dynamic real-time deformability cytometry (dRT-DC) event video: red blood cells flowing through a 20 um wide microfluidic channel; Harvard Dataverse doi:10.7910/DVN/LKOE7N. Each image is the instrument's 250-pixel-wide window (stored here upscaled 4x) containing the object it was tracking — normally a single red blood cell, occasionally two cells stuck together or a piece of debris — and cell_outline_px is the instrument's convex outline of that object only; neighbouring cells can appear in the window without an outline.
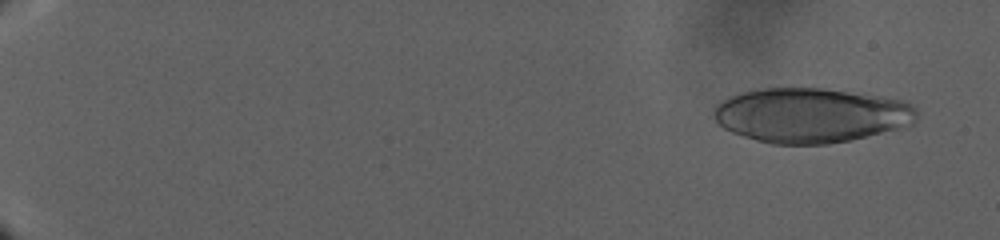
{"species": "human", "species_latin": "Homo sapiens", "temperature_condition": "warm", "stored_images_in_passage": 30, "camera_frame_rate_fps": 3000, "um_per_image_px": 0.085, "donor": {"sex": "male"}, "frame": {"image": 1, "passage_image": 4, "time_ms": 3.0, "image_size_px": [1000, 240], "cell_outline_px": [[916, 116], [912, 124], [852, 140], [828, 144], [772, 144], [756, 140], [732, 132], [724, 128], [712, 116], [712, 112], [716, 104], [728, 96], [740, 92], [756, 88], [820, 88], [880, 96], [908, 100], [916, 108]], "centroid_in_image_um": [68.9, 9.79], "position_along_channel_um": 16.1, "area_um2": 64.91}}
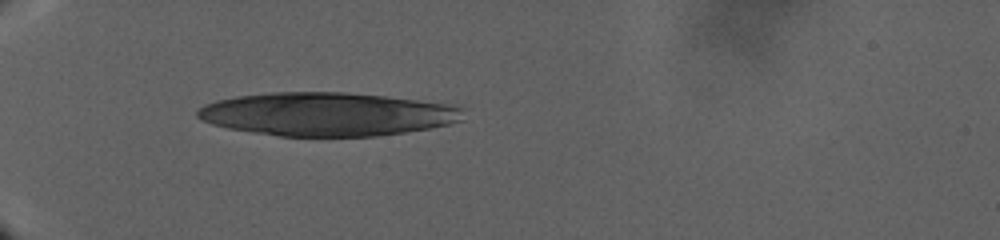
{"frame": {"image": 2, "passage_image": 23, "time_ms": 17.333, "image_size_px": [1000, 240], "cell_outline_px": [[464, 120], [432, 128], [376, 136], [280, 136], [252, 132], [228, 128], [212, 124], [200, 120], [196, 116], [196, 112], [204, 104], [216, 100], [236, 96], [272, 92], [344, 92], [384, 96], [416, 100], [444, 104], [464, 108]], "centroid_in_image_um": [27.78, 9.7], "position_along_channel_um": 57.2, "area_um2": 67.28}}